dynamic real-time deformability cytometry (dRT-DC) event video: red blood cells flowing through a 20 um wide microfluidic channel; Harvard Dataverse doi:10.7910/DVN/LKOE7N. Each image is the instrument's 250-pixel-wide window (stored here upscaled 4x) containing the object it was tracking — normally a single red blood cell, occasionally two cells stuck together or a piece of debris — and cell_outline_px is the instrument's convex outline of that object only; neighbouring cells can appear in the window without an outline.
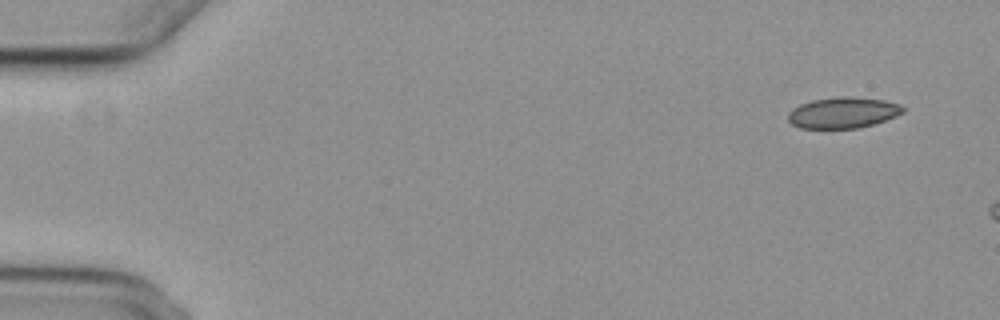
{"species": "common noctule bat (a hibernating species)", "species_latin": "Nyctalus noctula", "temperature_condition": "cold", "stored_images_in_passage": 4, "camera_frame_rate_fps": 3000, "um_per_image_px": 0.085, "animal": {"sex": "female", "body_mass_g": 29.2, "forearm_length_mm": 56.3}, "frame": {"image": 1, "passage_image": 1, "time_ms": 0.0, "image_size_px": [1000, 320], "cell_outline_px": [[904, 112], [896, 116], [860, 128], [800, 128], [792, 124], [788, 120], [788, 112], [792, 108], [800, 104], [812, 100], [884, 100], [900, 104], [904, 108]], "centroid_in_image_um": [71.62, 9.64], "position_along_channel_um": 13.4, "area_um2": 19.59}}